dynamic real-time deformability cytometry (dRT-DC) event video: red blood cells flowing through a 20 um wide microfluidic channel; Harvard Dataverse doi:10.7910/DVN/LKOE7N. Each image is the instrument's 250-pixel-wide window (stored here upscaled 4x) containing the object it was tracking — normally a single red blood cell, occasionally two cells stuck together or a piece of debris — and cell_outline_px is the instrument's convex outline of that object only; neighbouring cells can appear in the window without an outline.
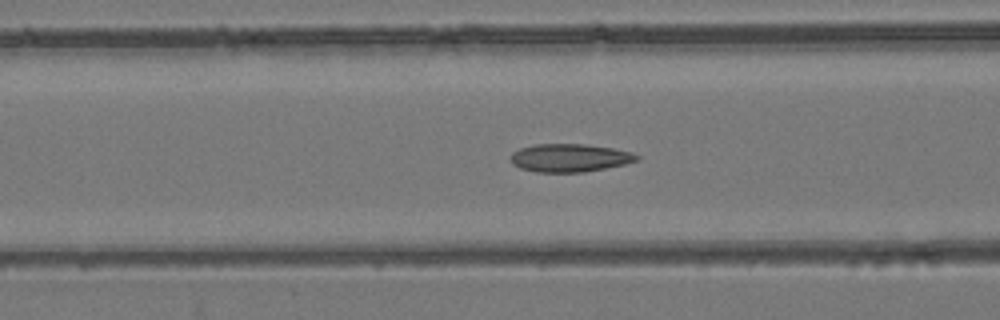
{"species": "common noctule bat (a hibernating species)", "species_latin": "Nyctalus noctula", "temperature_condition": "room temperature", "stored_images_in_passage": 54, "camera_frame_rate_fps": 3000, "um_per_image_px": 0.085, "animal": {"sex": "female", "body_mass_g": 24.6, "forearm_length_mm": 56.2}, "frame": {"image": 1, "passage_image": 21, "time_ms": 6.667, "image_size_px": [1000, 320], "cell_outline_px": [[640, 160], [624, 164], [584, 172], [536, 172], [520, 168], [512, 164], [508, 160], [508, 156], [512, 152], [520, 148], [536, 144], [584, 144], [612, 148], [632, 152], [640, 156]], "centroid_in_image_um": [48.38, 13.41], "position_along_channel_um": 118.2, "area_um2": 20.81}}
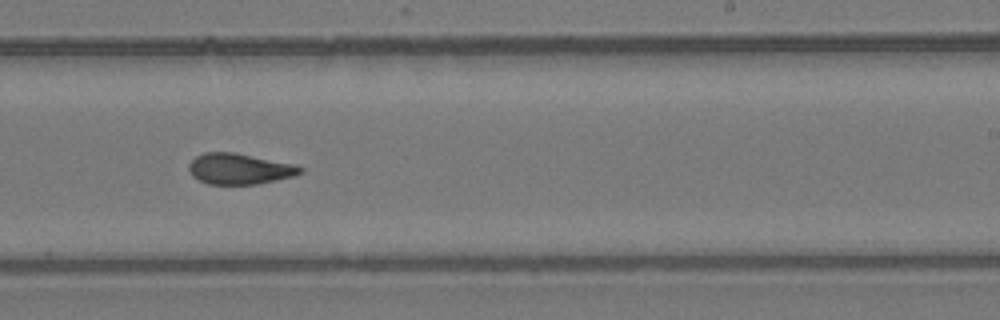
{"frame": {"image": 2, "passage_image": 33, "time_ms": 10.667, "image_size_px": [1000, 320], "cell_outline_px": [[304, 172], [292, 176], [256, 184], [208, 184], [192, 176], [188, 168], [188, 164], [196, 156], [204, 152], [232, 152], [296, 164], [304, 168]], "centroid_in_image_um": [20.35, 14.34], "position_along_channel_um": 268.7, "area_um2": 19.94}}
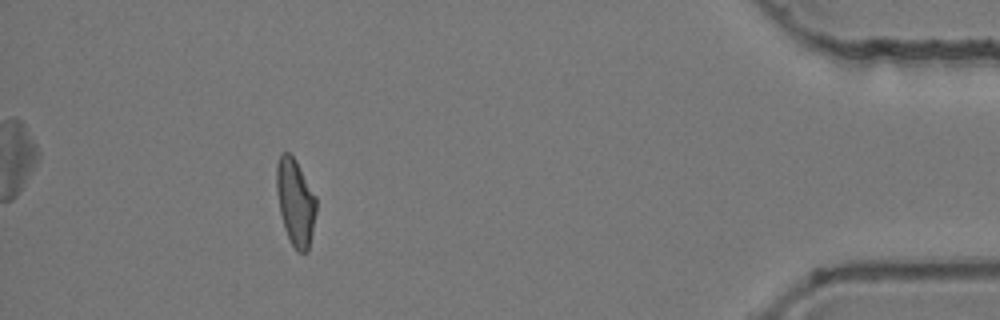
{"frame": {"image": 3, "passage_image": 49, "time_ms": 16.0, "image_size_px": [1000, 320], "cell_outline_px": [[316, 212], [308, 252], [296, 252], [284, 228], [280, 212], [276, 188], [276, 164], [280, 152], [288, 152], [296, 160], [316, 196]], "centroid_in_image_um": [25.1, 17.16], "position_along_channel_um": 410.1, "area_um2": 20.11}, "authors_computed_cell_mechanics": {"area_um2": 20.4612, "velocity_mm_per_s": 3.7625, "shape_relaxation_time_tau1_ms": null, "shape_relaxation_time_tau2_ms": 1.9697, "deformation_change_tau1": null, "deformation_change_tau2": 0.0891}}